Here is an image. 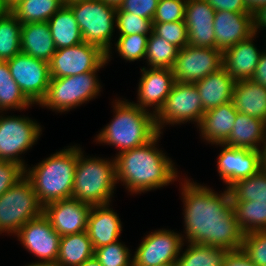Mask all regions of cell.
Segmentation results:
<instances>
[{"label":"cell","mask_w":266,"mask_h":266,"mask_svg":"<svg viewBox=\"0 0 266 266\" xmlns=\"http://www.w3.org/2000/svg\"><path fill=\"white\" fill-rule=\"evenodd\" d=\"M184 181L181 185L188 243L239 251L244 233L236 220L230 190L220 195L207 186Z\"/></svg>","instance_id":"1"},{"label":"cell","mask_w":266,"mask_h":266,"mask_svg":"<svg viewBox=\"0 0 266 266\" xmlns=\"http://www.w3.org/2000/svg\"><path fill=\"white\" fill-rule=\"evenodd\" d=\"M160 134L147 144L119 152L115 157L116 181L123 182L131 193L157 189L177 179L174 163L155 147Z\"/></svg>","instance_id":"2"},{"label":"cell","mask_w":266,"mask_h":266,"mask_svg":"<svg viewBox=\"0 0 266 266\" xmlns=\"http://www.w3.org/2000/svg\"><path fill=\"white\" fill-rule=\"evenodd\" d=\"M113 107L114 118L97 135L98 142L116 146L123 152L147 144L159 133L155 115L148 110L120 99Z\"/></svg>","instance_id":"3"},{"label":"cell","mask_w":266,"mask_h":266,"mask_svg":"<svg viewBox=\"0 0 266 266\" xmlns=\"http://www.w3.org/2000/svg\"><path fill=\"white\" fill-rule=\"evenodd\" d=\"M79 147L70 146L31 169L25 175L31 180L39 202L44 206L50 202L72 198L73 181Z\"/></svg>","instance_id":"4"},{"label":"cell","mask_w":266,"mask_h":266,"mask_svg":"<svg viewBox=\"0 0 266 266\" xmlns=\"http://www.w3.org/2000/svg\"><path fill=\"white\" fill-rule=\"evenodd\" d=\"M79 147L72 198L91 206L109 204L116 183L115 159L85 158Z\"/></svg>","instance_id":"5"},{"label":"cell","mask_w":266,"mask_h":266,"mask_svg":"<svg viewBox=\"0 0 266 266\" xmlns=\"http://www.w3.org/2000/svg\"><path fill=\"white\" fill-rule=\"evenodd\" d=\"M74 13L84 42L96 45L111 53V37L116 23V8L102 0H82L68 5Z\"/></svg>","instance_id":"6"},{"label":"cell","mask_w":266,"mask_h":266,"mask_svg":"<svg viewBox=\"0 0 266 266\" xmlns=\"http://www.w3.org/2000/svg\"><path fill=\"white\" fill-rule=\"evenodd\" d=\"M43 214L31 180L24 175L0 196V233L16 234L29 220Z\"/></svg>","instance_id":"7"},{"label":"cell","mask_w":266,"mask_h":266,"mask_svg":"<svg viewBox=\"0 0 266 266\" xmlns=\"http://www.w3.org/2000/svg\"><path fill=\"white\" fill-rule=\"evenodd\" d=\"M97 71L51 78L47 94L39 105L62 113L95 98L102 88L96 78Z\"/></svg>","instance_id":"8"},{"label":"cell","mask_w":266,"mask_h":266,"mask_svg":"<svg viewBox=\"0 0 266 266\" xmlns=\"http://www.w3.org/2000/svg\"><path fill=\"white\" fill-rule=\"evenodd\" d=\"M204 113L196 85L175 81L163 107L155 115L156 128L161 133L165 124L174 125L188 121H195L199 126Z\"/></svg>","instance_id":"9"},{"label":"cell","mask_w":266,"mask_h":266,"mask_svg":"<svg viewBox=\"0 0 266 266\" xmlns=\"http://www.w3.org/2000/svg\"><path fill=\"white\" fill-rule=\"evenodd\" d=\"M108 63L100 47L82 42L56 50L49 62L51 78H61L98 70Z\"/></svg>","instance_id":"10"},{"label":"cell","mask_w":266,"mask_h":266,"mask_svg":"<svg viewBox=\"0 0 266 266\" xmlns=\"http://www.w3.org/2000/svg\"><path fill=\"white\" fill-rule=\"evenodd\" d=\"M41 126L27 117L0 116V160L25 163L19 154L34 145L41 135Z\"/></svg>","instance_id":"11"},{"label":"cell","mask_w":266,"mask_h":266,"mask_svg":"<svg viewBox=\"0 0 266 266\" xmlns=\"http://www.w3.org/2000/svg\"><path fill=\"white\" fill-rule=\"evenodd\" d=\"M10 74L24 95L33 103L40 104L50 84L49 62L36 59L22 52L7 60Z\"/></svg>","instance_id":"12"},{"label":"cell","mask_w":266,"mask_h":266,"mask_svg":"<svg viewBox=\"0 0 266 266\" xmlns=\"http://www.w3.org/2000/svg\"><path fill=\"white\" fill-rule=\"evenodd\" d=\"M223 67V52L217 48L186 45L179 49L172 71L176 82L195 83Z\"/></svg>","instance_id":"13"},{"label":"cell","mask_w":266,"mask_h":266,"mask_svg":"<svg viewBox=\"0 0 266 266\" xmlns=\"http://www.w3.org/2000/svg\"><path fill=\"white\" fill-rule=\"evenodd\" d=\"M181 234L160 229L148 234L133 256V266L175 264L183 246Z\"/></svg>","instance_id":"14"},{"label":"cell","mask_w":266,"mask_h":266,"mask_svg":"<svg viewBox=\"0 0 266 266\" xmlns=\"http://www.w3.org/2000/svg\"><path fill=\"white\" fill-rule=\"evenodd\" d=\"M16 235L22 245L40 259L36 263L56 264L61 236L52 228L44 214L29 220Z\"/></svg>","instance_id":"15"},{"label":"cell","mask_w":266,"mask_h":266,"mask_svg":"<svg viewBox=\"0 0 266 266\" xmlns=\"http://www.w3.org/2000/svg\"><path fill=\"white\" fill-rule=\"evenodd\" d=\"M216 145L224 147L217 158V169L228 189L235 182L248 178L263 168L262 151Z\"/></svg>","instance_id":"16"},{"label":"cell","mask_w":266,"mask_h":266,"mask_svg":"<svg viewBox=\"0 0 266 266\" xmlns=\"http://www.w3.org/2000/svg\"><path fill=\"white\" fill-rule=\"evenodd\" d=\"M91 207L78 199L68 198L44 205L43 214L62 237L86 231Z\"/></svg>","instance_id":"17"},{"label":"cell","mask_w":266,"mask_h":266,"mask_svg":"<svg viewBox=\"0 0 266 266\" xmlns=\"http://www.w3.org/2000/svg\"><path fill=\"white\" fill-rule=\"evenodd\" d=\"M215 9L206 0H187L184 22L188 45L215 48Z\"/></svg>","instance_id":"18"},{"label":"cell","mask_w":266,"mask_h":266,"mask_svg":"<svg viewBox=\"0 0 266 266\" xmlns=\"http://www.w3.org/2000/svg\"><path fill=\"white\" fill-rule=\"evenodd\" d=\"M141 72L137 97L139 103H132L145 110H148L147 107L154 106L153 114L156 115L163 107L175 83L173 71L170 68H149L147 70L143 67Z\"/></svg>","instance_id":"19"},{"label":"cell","mask_w":266,"mask_h":266,"mask_svg":"<svg viewBox=\"0 0 266 266\" xmlns=\"http://www.w3.org/2000/svg\"><path fill=\"white\" fill-rule=\"evenodd\" d=\"M215 48L224 52L254 34L253 15L216 11L214 16Z\"/></svg>","instance_id":"20"},{"label":"cell","mask_w":266,"mask_h":266,"mask_svg":"<svg viewBox=\"0 0 266 266\" xmlns=\"http://www.w3.org/2000/svg\"><path fill=\"white\" fill-rule=\"evenodd\" d=\"M109 205L92 206L88 214L86 232L94 250L117 242L122 231L120 218Z\"/></svg>","instance_id":"21"},{"label":"cell","mask_w":266,"mask_h":266,"mask_svg":"<svg viewBox=\"0 0 266 266\" xmlns=\"http://www.w3.org/2000/svg\"><path fill=\"white\" fill-rule=\"evenodd\" d=\"M256 33L223 52V67L235 80L251 79L262 52L253 44Z\"/></svg>","instance_id":"22"},{"label":"cell","mask_w":266,"mask_h":266,"mask_svg":"<svg viewBox=\"0 0 266 266\" xmlns=\"http://www.w3.org/2000/svg\"><path fill=\"white\" fill-rule=\"evenodd\" d=\"M235 82L224 67L195 82L204 112L231 102Z\"/></svg>","instance_id":"23"},{"label":"cell","mask_w":266,"mask_h":266,"mask_svg":"<svg viewBox=\"0 0 266 266\" xmlns=\"http://www.w3.org/2000/svg\"><path fill=\"white\" fill-rule=\"evenodd\" d=\"M237 113L232 101L205 112L199 124L202 137L208 143L224 144L232 131Z\"/></svg>","instance_id":"24"},{"label":"cell","mask_w":266,"mask_h":266,"mask_svg":"<svg viewBox=\"0 0 266 266\" xmlns=\"http://www.w3.org/2000/svg\"><path fill=\"white\" fill-rule=\"evenodd\" d=\"M47 22L25 23L21 28V52L36 59L50 62L56 52Z\"/></svg>","instance_id":"25"},{"label":"cell","mask_w":266,"mask_h":266,"mask_svg":"<svg viewBox=\"0 0 266 266\" xmlns=\"http://www.w3.org/2000/svg\"><path fill=\"white\" fill-rule=\"evenodd\" d=\"M232 102L238 113L266 121V87L251 79L235 82Z\"/></svg>","instance_id":"26"},{"label":"cell","mask_w":266,"mask_h":266,"mask_svg":"<svg viewBox=\"0 0 266 266\" xmlns=\"http://www.w3.org/2000/svg\"><path fill=\"white\" fill-rule=\"evenodd\" d=\"M265 140L266 121L244 113H237L232 131L224 144L230 147L262 151L263 149L258 146L260 142L265 143Z\"/></svg>","instance_id":"27"},{"label":"cell","mask_w":266,"mask_h":266,"mask_svg":"<svg viewBox=\"0 0 266 266\" xmlns=\"http://www.w3.org/2000/svg\"><path fill=\"white\" fill-rule=\"evenodd\" d=\"M47 23L57 50L84 42L74 13L68 5H63Z\"/></svg>","instance_id":"28"},{"label":"cell","mask_w":266,"mask_h":266,"mask_svg":"<svg viewBox=\"0 0 266 266\" xmlns=\"http://www.w3.org/2000/svg\"><path fill=\"white\" fill-rule=\"evenodd\" d=\"M94 251L86 231L62 236L55 266H79L94 257Z\"/></svg>","instance_id":"29"},{"label":"cell","mask_w":266,"mask_h":266,"mask_svg":"<svg viewBox=\"0 0 266 266\" xmlns=\"http://www.w3.org/2000/svg\"><path fill=\"white\" fill-rule=\"evenodd\" d=\"M63 5V0H21L10 11L22 24L47 22Z\"/></svg>","instance_id":"30"},{"label":"cell","mask_w":266,"mask_h":266,"mask_svg":"<svg viewBox=\"0 0 266 266\" xmlns=\"http://www.w3.org/2000/svg\"><path fill=\"white\" fill-rule=\"evenodd\" d=\"M22 23L10 10L0 15V61H7L21 52Z\"/></svg>","instance_id":"31"},{"label":"cell","mask_w":266,"mask_h":266,"mask_svg":"<svg viewBox=\"0 0 266 266\" xmlns=\"http://www.w3.org/2000/svg\"><path fill=\"white\" fill-rule=\"evenodd\" d=\"M232 206L244 234L266 230V201H232Z\"/></svg>","instance_id":"32"},{"label":"cell","mask_w":266,"mask_h":266,"mask_svg":"<svg viewBox=\"0 0 266 266\" xmlns=\"http://www.w3.org/2000/svg\"><path fill=\"white\" fill-rule=\"evenodd\" d=\"M187 249L178 257L175 266H222L229 251L203 244L188 243Z\"/></svg>","instance_id":"33"},{"label":"cell","mask_w":266,"mask_h":266,"mask_svg":"<svg viewBox=\"0 0 266 266\" xmlns=\"http://www.w3.org/2000/svg\"><path fill=\"white\" fill-rule=\"evenodd\" d=\"M32 104L12 78L7 61H0V110H24Z\"/></svg>","instance_id":"34"},{"label":"cell","mask_w":266,"mask_h":266,"mask_svg":"<svg viewBox=\"0 0 266 266\" xmlns=\"http://www.w3.org/2000/svg\"><path fill=\"white\" fill-rule=\"evenodd\" d=\"M179 48L157 36L153 31L148 35L146 57L150 68H173Z\"/></svg>","instance_id":"35"},{"label":"cell","mask_w":266,"mask_h":266,"mask_svg":"<svg viewBox=\"0 0 266 266\" xmlns=\"http://www.w3.org/2000/svg\"><path fill=\"white\" fill-rule=\"evenodd\" d=\"M229 190L232 201H266V169L235 182Z\"/></svg>","instance_id":"36"},{"label":"cell","mask_w":266,"mask_h":266,"mask_svg":"<svg viewBox=\"0 0 266 266\" xmlns=\"http://www.w3.org/2000/svg\"><path fill=\"white\" fill-rule=\"evenodd\" d=\"M116 27L120 36L152 33L153 23L151 19L137 16L116 8Z\"/></svg>","instance_id":"37"},{"label":"cell","mask_w":266,"mask_h":266,"mask_svg":"<svg viewBox=\"0 0 266 266\" xmlns=\"http://www.w3.org/2000/svg\"><path fill=\"white\" fill-rule=\"evenodd\" d=\"M129 251L118 240L115 243L96 248L94 256L102 266H133V259H131Z\"/></svg>","instance_id":"38"},{"label":"cell","mask_w":266,"mask_h":266,"mask_svg":"<svg viewBox=\"0 0 266 266\" xmlns=\"http://www.w3.org/2000/svg\"><path fill=\"white\" fill-rule=\"evenodd\" d=\"M240 250L256 266H266V230L244 234Z\"/></svg>","instance_id":"39"},{"label":"cell","mask_w":266,"mask_h":266,"mask_svg":"<svg viewBox=\"0 0 266 266\" xmlns=\"http://www.w3.org/2000/svg\"><path fill=\"white\" fill-rule=\"evenodd\" d=\"M147 40L143 34L119 36L115 46L122 58L134 62L146 57Z\"/></svg>","instance_id":"40"},{"label":"cell","mask_w":266,"mask_h":266,"mask_svg":"<svg viewBox=\"0 0 266 266\" xmlns=\"http://www.w3.org/2000/svg\"><path fill=\"white\" fill-rule=\"evenodd\" d=\"M152 31L179 49L188 45V33L184 21L153 23Z\"/></svg>","instance_id":"41"},{"label":"cell","mask_w":266,"mask_h":266,"mask_svg":"<svg viewBox=\"0 0 266 266\" xmlns=\"http://www.w3.org/2000/svg\"><path fill=\"white\" fill-rule=\"evenodd\" d=\"M187 0H159L152 23L184 21Z\"/></svg>","instance_id":"42"},{"label":"cell","mask_w":266,"mask_h":266,"mask_svg":"<svg viewBox=\"0 0 266 266\" xmlns=\"http://www.w3.org/2000/svg\"><path fill=\"white\" fill-rule=\"evenodd\" d=\"M25 175V168L13 161L0 160V196Z\"/></svg>","instance_id":"43"},{"label":"cell","mask_w":266,"mask_h":266,"mask_svg":"<svg viewBox=\"0 0 266 266\" xmlns=\"http://www.w3.org/2000/svg\"><path fill=\"white\" fill-rule=\"evenodd\" d=\"M159 0H124L121 10L153 20Z\"/></svg>","instance_id":"44"},{"label":"cell","mask_w":266,"mask_h":266,"mask_svg":"<svg viewBox=\"0 0 266 266\" xmlns=\"http://www.w3.org/2000/svg\"><path fill=\"white\" fill-rule=\"evenodd\" d=\"M206 1L215 9V11L250 13L244 5V0H206Z\"/></svg>","instance_id":"45"},{"label":"cell","mask_w":266,"mask_h":266,"mask_svg":"<svg viewBox=\"0 0 266 266\" xmlns=\"http://www.w3.org/2000/svg\"><path fill=\"white\" fill-rule=\"evenodd\" d=\"M222 266H256L245 254L239 251L228 252L224 258Z\"/></svg>","instance_id":"46"},{"label":"cell","mask_w":266,"mask_h":266,"mask_svg":"<svg viewBox=\"0 0 266 266\" xmlns=\"http://www.w3.org/2000/svg\"><path fill=\"white\" fill-rule=\"evenodd\" d=\"M251 80L263 87H266V50L264 52L262 51Z\"/></svg>","instance_id":"47"},{"label":"cell","mask_w":266,"mask_h":266,"mask_svg":"<svg viewBox=\"0 0 266 266\" xmlns=\"http://www.w3.org/2000/svg\"><path fill=\"white\" fill-rule=\"evenodd\" d=\"M244 5L253 15L258 9L266 6V0H244Z\"/></svg>","instance_id":"48"},{"label":"cell","mask_w":266,"mask_h":266,"mask_svg":"<svg viewBox=\"0 0 266 266\" xmlns=\"http://www.w3.org/2000/svg\"><path fill=\"white\" fill-rule=\"evenodd\" d=\"M79 266H102L100 262L97 260V258L94 256L89 260H86Z\"/></svg>","instance_id":"49"},{"label":"cell","mask_w":266,"mask_h":266,"mask_svg":"<svg viewBox=\"0 0 266 266\" xmlns=\"http://www.w3.org/2000/svg\"><path fill=\"white\" fill-rule=\"evenodd\" d=\"M105 4L114 8H119L124 0H102Z\"/></svg>","instance_id":"50"},{"label":"cell","mask_w":266,"mask_h":266,"mask_svg":"<svg viewBox=\"0 0 266 266\" xmlns=\"http://www.w3.org/2000/svg\"><path fill=\"white\" fill-rule=\"evenodd\" d=\"M20 1L21 0H2L6 10H10L14 5H16Z\"/></svg>","instance_id":"51"},{"label":"cell","mask_w":266,"mask_h":266,"mask_svg":"<svg viewBox=\"0 0 266 266\" xmlns=\"http://www.w3.org/2000/svg\"><path fill=\"white\" fill-rule=\"evenodd\" d=\"M262 161H263V168L266 169V140H265V143L262 147Z\"/></svg>","instance_id":"52"},{"label":"cell","mask_w":266,"mask_h":266,"mask_svg":"<svg viewBox=\"0 0 266 266\" xmlns=\"http://www.w3.org/2000/svg\"><path fill=\"white\" fill-rule=\"evenodd\" d=\"M27 266H55V265H52V264H42V263H32V264H29Z\"/></svg>","instance_id":"53"},{"label":"cell","mask_w":266,"mask_h":266,"mask_svg":"<svg viewBox=\"0 0 266 266\" xmlns=\"http://www.w3.org/2000/svg\"><path fill=\"white\" fill-rule=\"evenodd\" d=\"M79 1H82V0H63V3L64 5H69L75 2H79Z\"/></svg>","instance_id":"54"},{"label":"cell","mask_w":266,"mask_h":266,"mask_svg":"<svg viewBox=\"0 0 266 266\" xmlns=\"http://www.w3.org/2000/svg\"><path fill=\"white\" fill-rule=\"evenodd\" d=\"M5 10H6V9H5L4 5H3V2H2V0H0V15H1Z\"/></svg>","instance_id":"55"},{"label":"cell","mask_w":266,"mask_h":266,"mask_svg":"<svg viewBox=\"0 0 266 266\" xmlns=\"http://www.w3.org/2000/svg\"><path fill=\"white\" fill-rule=\"evenodd\" d=\"M158 266H175V264H162V265H158Z\"/></svg>","instance_id":"56"}]
</instances>
